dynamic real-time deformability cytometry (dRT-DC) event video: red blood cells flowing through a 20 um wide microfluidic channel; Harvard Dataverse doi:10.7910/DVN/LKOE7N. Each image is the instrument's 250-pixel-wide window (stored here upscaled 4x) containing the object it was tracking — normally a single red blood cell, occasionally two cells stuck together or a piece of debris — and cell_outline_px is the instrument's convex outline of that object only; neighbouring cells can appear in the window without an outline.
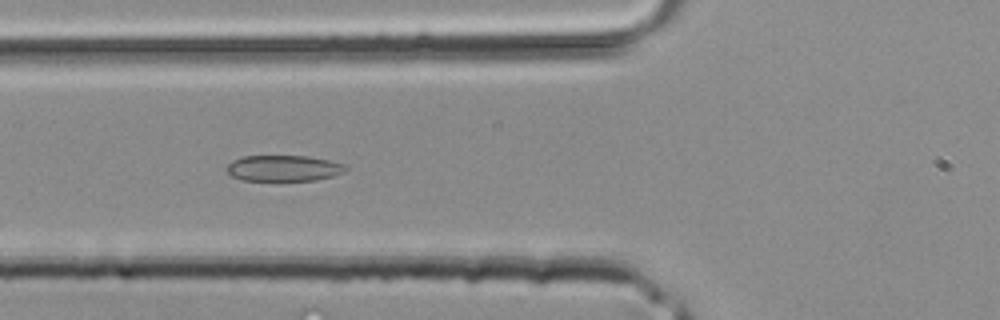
{"species": "common noctule bat (a hibernating species)", "species_latin": "Nyctalus noctula", "temperature_condition": "room temperature", "stored_images_in_passage": 30, "camera_frame_rate_fps": 3000, "um_per_image_px": 0.085, "animal": {"sex": "male", "body_mass_g": 20.4}, "frame": {"image": 1, "passage_image": 6, "time_ms": 1.667, "image_size_px": [1000, 320], "cell_outline_px": [[348, 168], [344, 172], [332, 176], [316, 180], [280, 184], [244, 180], [232, 176], [228, 172], [228, 164], [232, 160], [240, 156], [308, 156], [328, 160], [344, 164]], "centroid_in_image_um": [24.1, 14.35], "position_along_channel_um": 101.7, "area_um2": 18.9}}
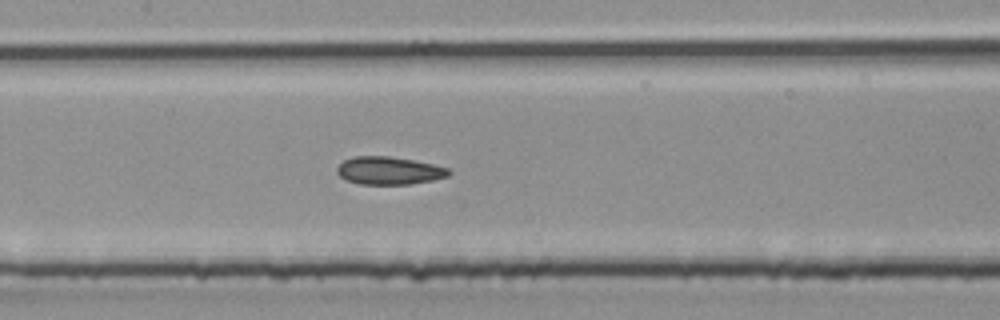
{"frame": {"image": 2, "passage_image": 10, "time_ms": 3.0, "image_size_px": [1000, 320], "cell_outline_px": [[452, 172], [448, 176], [432, 180], [412, 184], [360, 184], [348, 180], [340, 176], [336, 172], [336, 168], [344, 160], [352, 156], [388, 156], [412, 160], [432, 164], [448, 168]], "centroid_in_image_um": [33.06, 14.5], "position_along_channel_um": 174.3, "area_um2": 18.03}}
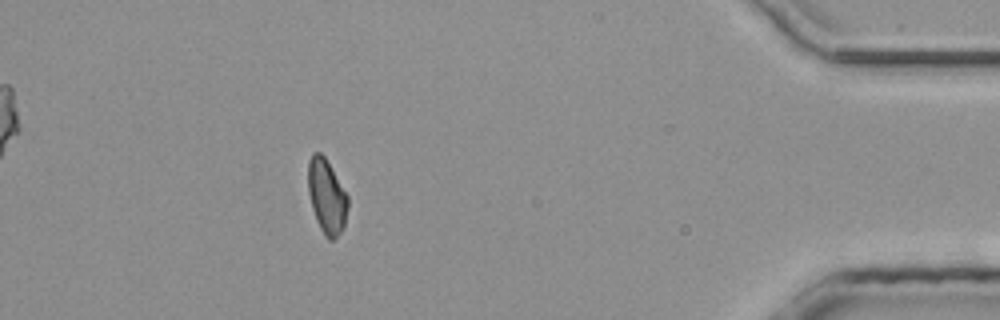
{"frame": {"image": 3, "passage_image": 26, "time_ms": 8.333, "image_size_px": [1000, 320], "cell_outline_px": [[348, 208], [344, 224], [340, 232], [332, 240], [328, 240], [324, 236], [316, 220], [312, 208], [308, 192], [308, 160], [312, 152], [320, 152], [324, 156], [348, 196]], "centroid_in_image_um": [27.75, 16.69], "position_along_channel_um": 407.5, "area_um2": 17.17}}